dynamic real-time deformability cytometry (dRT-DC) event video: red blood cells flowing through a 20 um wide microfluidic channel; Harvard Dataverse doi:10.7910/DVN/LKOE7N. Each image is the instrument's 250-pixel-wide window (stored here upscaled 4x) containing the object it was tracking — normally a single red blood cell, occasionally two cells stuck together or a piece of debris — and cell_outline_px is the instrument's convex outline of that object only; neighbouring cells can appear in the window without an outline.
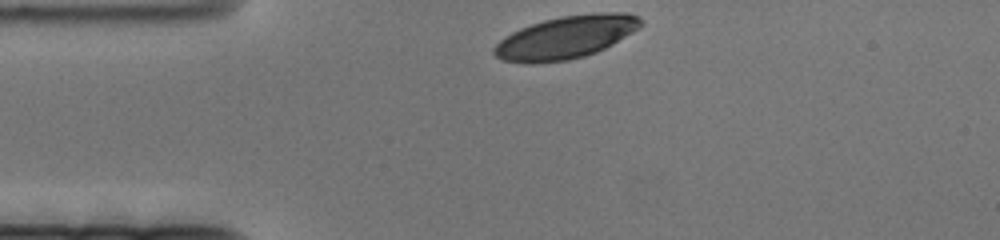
{"species": "human", "species_latin": "Homo sapiens", "temperature_condition": "cold", "stored_images_in_passage": 49, "camera_frame_rate_fps": 3000, "um_per_image_px": 0.085, "donor": {"sex": "female"}, "frame": {"image": 1, "passage_image": 1, "time_ms": 0.0, "image_size_px": [1000, 240], "cell_outline_px": [[644, 24], [632, 32], [612, 44], [596, 52], [584, 56], [568, 60], [504, 60], [496, 56], [492, 52], [492, 48], [504, 36], [520, 28], [544, 20], [560, 16], [600, 12], [628, 12], [640, 16], [644, 20]], "centroid_in_image_um": [48.19, 3.1], "position_along_channel_um": 36.8, "area_um2": 35.72}}
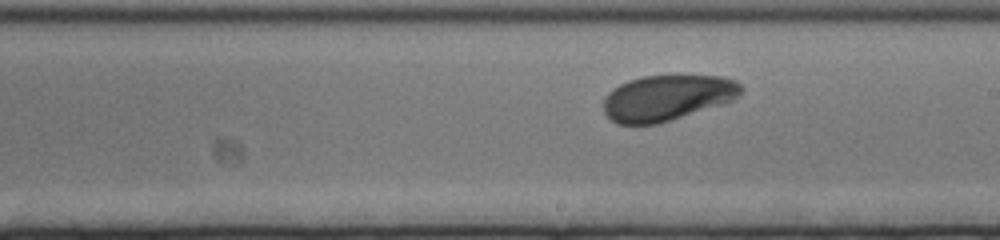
{"frame": {"image": 2, "passage_image": 28, "time_ms": 9.0, "image_size_px": [1000, 240], "cell_outline_px": [[744, 88], [732, 100], [660, 124], [616, 124], [604, 112], [604, 96], [608, 92], [620, 84], [628, 80], [644, 76], [724, 76], [736, 80]], "centroid_in_image_um": [56.68, 8.31], "position_along_channel_um": 232.3, "area_um2": 36.41}}
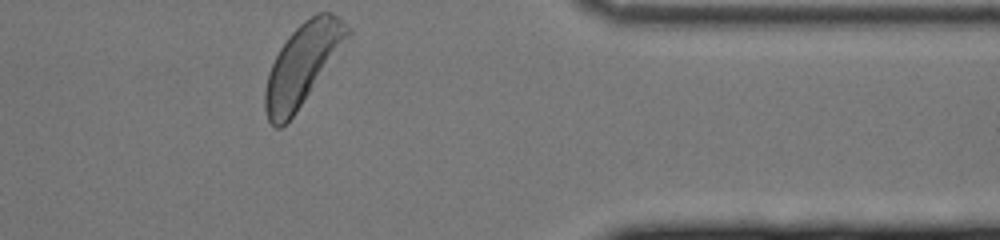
{"frame": {"image": 3, "passage_image": 49, "time_ms": 16.0, "image_size_px": [1000, 240], "cell_outline_px": [[352, 32], [296, 112], [280, 128], [276, 128], [268, 120], [264, 108], [264, 92], [268, 72], [280, 48], [288, 36], [304, 20], [316, 12], [332, 12], [352, 28]], "centroid_in_image_um": [25.69, 5.46], "position_along_channel_um": 385.7, "area_um2": 38.26}}